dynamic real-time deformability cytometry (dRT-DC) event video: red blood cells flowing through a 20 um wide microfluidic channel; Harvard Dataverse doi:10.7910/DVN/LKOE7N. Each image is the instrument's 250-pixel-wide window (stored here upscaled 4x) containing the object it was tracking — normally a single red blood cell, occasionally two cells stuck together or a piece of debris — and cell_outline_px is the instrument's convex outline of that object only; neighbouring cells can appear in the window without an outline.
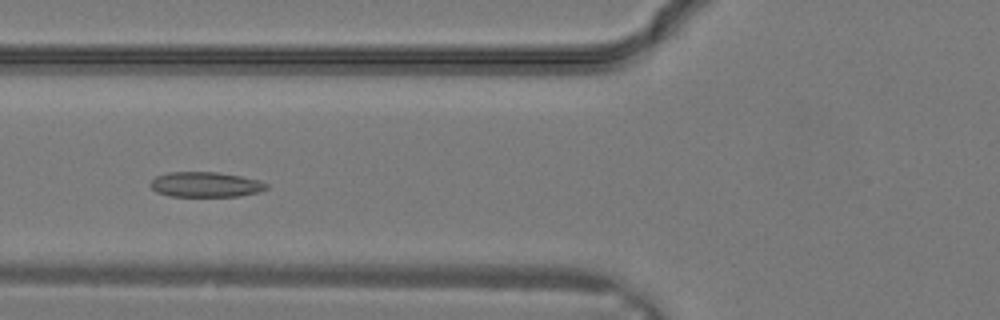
{"species": "common noctule bat (a hibernating species)", "species_latin": "Nyctalus noctula", "temperature_condition": "warm", "stored_images_in_passage": 19, "camera_frame_rate_fps": 3000, "um_per_image_px": 0.085, "animal": {"sex": "male", "body_mass_g": 19.2, "forearm_length_mm": 51.8}, "frame": {"image": 1, "passage_image": 10, "time_ms": 3.0, "image_size_px": [1000, 320], "cell_outline_px": [[268, 188], [260, 192], [240, 196], [168, 196], [156, 192], [148, 184], [156, 176], [168, 172], [216, 172], [240, 176], [260, 180], [268, 184]], "centroid_in_image_um": [17.47, 15.69], "position_along_channel_um": 108.3, "area_um2": 17.11}}
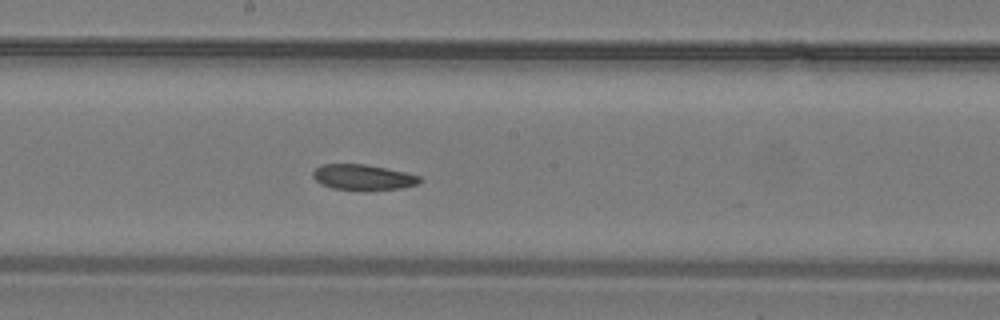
{"frame": {"image": 2, "passage_image": 15, "time_ms": 4.667, "image_size_px": [1000, 320], "cell_outline_px": [[424, 180], [416, 184], [400, 188], [364, 192], [332, 188], [320, 184], [312, 176], [312, 172], [320, 164], [364, 164], [404, 172], [420, 176]], "centroid_in_image_um": [30.83, 15.09], "position_along_channel_um": 217.4, "area_um2": 16.24}}
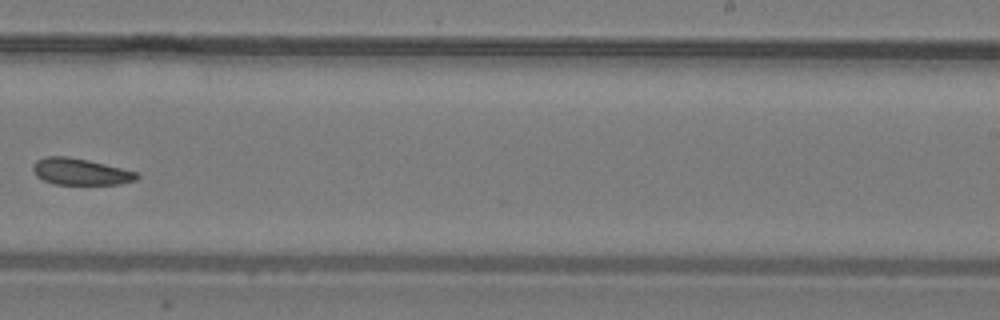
{"frame": {"image": 3, "passage_image": 18, "time_ms": 5.667, "image_size_px": [1000, 320], "cell_outline_px": [[140, 176], [136, 180], [120, 184], [52, 184], [36, 176], [32, 168], [32, 164], [36, 160], [44, 156], [68, 156], [88, 160], [136, 172]], "centroid_in_image_um": [6.79, 14.59], "position_along_channel_um": 282.2, "area_um2": 16.07}}